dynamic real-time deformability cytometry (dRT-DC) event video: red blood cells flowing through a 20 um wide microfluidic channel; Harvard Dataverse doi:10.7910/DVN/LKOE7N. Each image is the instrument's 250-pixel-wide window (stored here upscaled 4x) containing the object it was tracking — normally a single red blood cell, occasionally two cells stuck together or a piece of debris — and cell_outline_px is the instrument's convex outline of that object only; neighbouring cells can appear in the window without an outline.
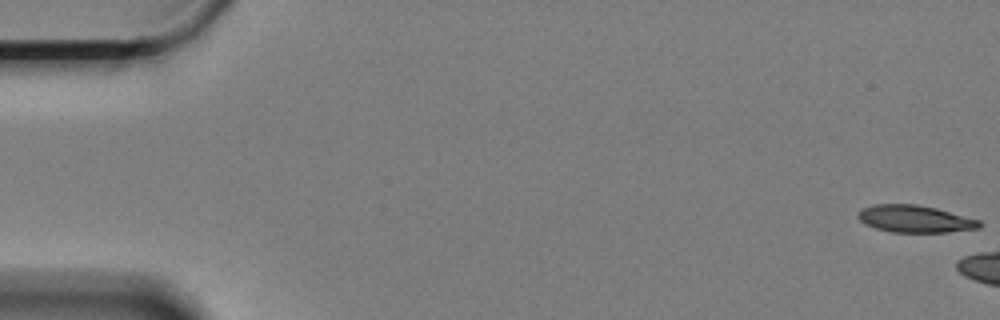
{"species": "Egyptian fruit bat (a non-hibernating species)", "species_latin": "Rousettus aegyptiacus", "temperature_condition": "cold", "stored_images_in_passage": 6, "camera_frame_rate_fps": 3000, "um_per_image_px": 0.085, "animal": {"sex": "female"}, "frame": {"image": 1, "passage_image": 1, "time_ms": 0.0, "image_size_px": [1000, 320], "cell_outline_px": [[984, 224], [980, 228], [948, 232], [892, 232], [876, 228], [864, 224], [856, 216], [864, 208], [872, 204], [916, 204], [936, 208], [980, 220]], "centroid_in_image_um": [77.79, 18.61], "position_along_channel_um": 7.2, "area_um2": 19.25}}